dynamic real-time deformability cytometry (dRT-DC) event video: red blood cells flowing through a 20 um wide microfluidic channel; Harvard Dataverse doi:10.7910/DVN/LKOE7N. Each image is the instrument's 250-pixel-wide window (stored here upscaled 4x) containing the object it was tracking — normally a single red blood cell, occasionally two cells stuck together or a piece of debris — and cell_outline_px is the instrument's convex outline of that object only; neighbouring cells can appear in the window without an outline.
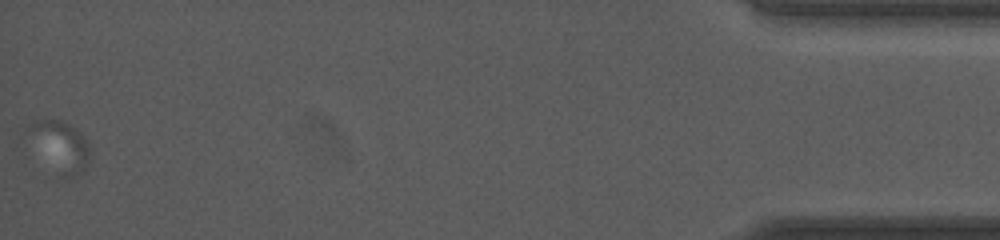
{"species": "human", "species_latin": "Homo sapiens", "temperature_condition": "room temperature", "stored_images_in_passage": 104, "camera_frame_rate_fps": 3000, "um_per_image_px": 0.085, "donor": {"sex": "female"}, "frame": {"image": 1, "passage_image": 103, "time_ms": 22.333, "image_size_px": [1000, 240], "cell_outline_px": [[88, 160], [84, 168], [80, 172], [72, 176], [64, 176], [20, 136], [24, 128], [32, 120], [60, 120], [68, 124], [80, 132], [88, 144]], "centroid_in_image_um": [4.94, 12.32], "position_along_channel_um": 430.3, "area_um2": 18.09}}